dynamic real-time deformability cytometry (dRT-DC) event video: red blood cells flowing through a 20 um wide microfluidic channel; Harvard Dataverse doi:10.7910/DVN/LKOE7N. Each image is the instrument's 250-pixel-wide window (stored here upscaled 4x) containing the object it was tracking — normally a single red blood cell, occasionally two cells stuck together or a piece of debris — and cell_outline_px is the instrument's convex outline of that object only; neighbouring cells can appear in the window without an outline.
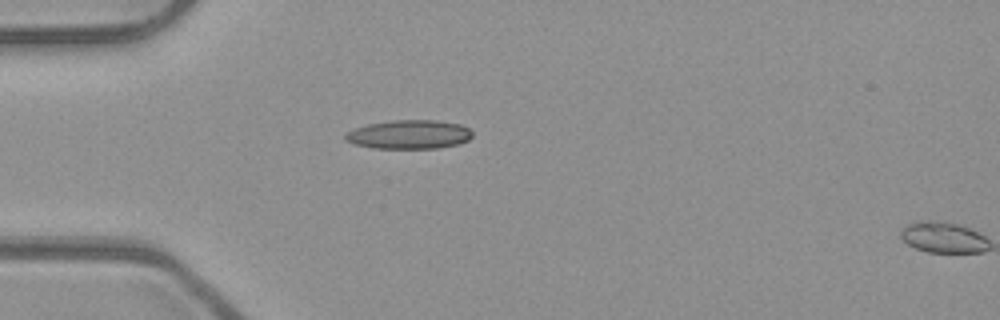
{"species": "common noctule bat (a hibernating species)", "species_latin": "Nyctalus noctula", "temperature_condition": "room temperature", "stored_images_in_passage": 2, "camera_frame_rate_fps": 3000, "um_per_image_px": 0.085, "animal": {"sex": "male", "body_mass_g": 23.1, "forearm_length_mm": 52.7}, "frame": {"image": 1, "passage_image": 1, "time_ms": 0.0, "image_size_px": [1000, 320], "cell_outline_px": [[472, 136], [468, 140], [460, 144], [440, 148], [372, 148], [356, 144], [344, 140], [344, 136], [352, 128], [368, 124], [392, 120], [432, 120], [460, 124], [468, 128], [472, 132]], "centroid_in_image_um": [34.77, 11.43], "position_along_channel_um": 50.2, "area_um2": 21.44}}